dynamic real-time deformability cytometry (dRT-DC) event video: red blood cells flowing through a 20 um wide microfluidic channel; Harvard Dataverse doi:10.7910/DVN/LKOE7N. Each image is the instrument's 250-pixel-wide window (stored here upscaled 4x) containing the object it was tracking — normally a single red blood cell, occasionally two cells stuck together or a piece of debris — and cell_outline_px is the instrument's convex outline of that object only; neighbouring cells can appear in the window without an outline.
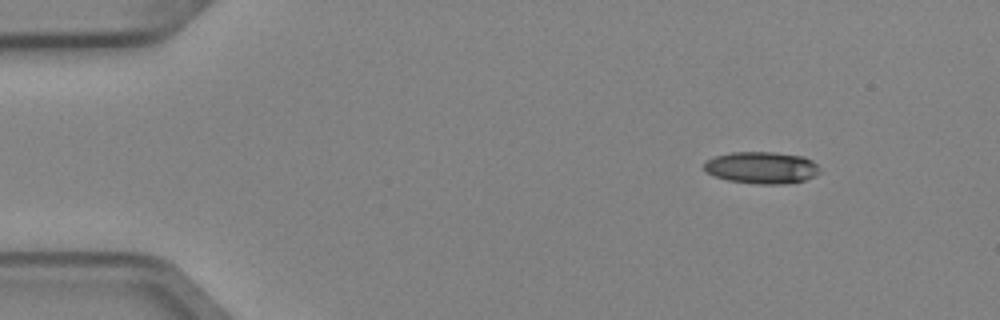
{"species": "Egyptian fruit bat (a non-hibernating species)", "species_latin": "Rousettus aegyptiacus", "temperature_condition": "cold", "stored_images_in_passage": 4, "camera_frame_rate_fps": 3000, "um_per_image_px": 0.085, "animal": {"sex": "female"}, "frame": {"image": 1, "passage_image": 1, "time_ms": 0.0, "image_size_px": [1000, 320], "cell_outline_px": [[820, 172], [804, 180], [784, 184], [756, 184], [728, 180], [716, 176], [708, 172], [704, 168], [704, 164], [708, 160], [716, 156], [732, 152], [772, 152], [804, 156], [812, 160], [820, 168]], "centroid_in_image_um": [64.77, 14.25], "position_along_channel_um": 20.2, "area_um2": 21.33}}
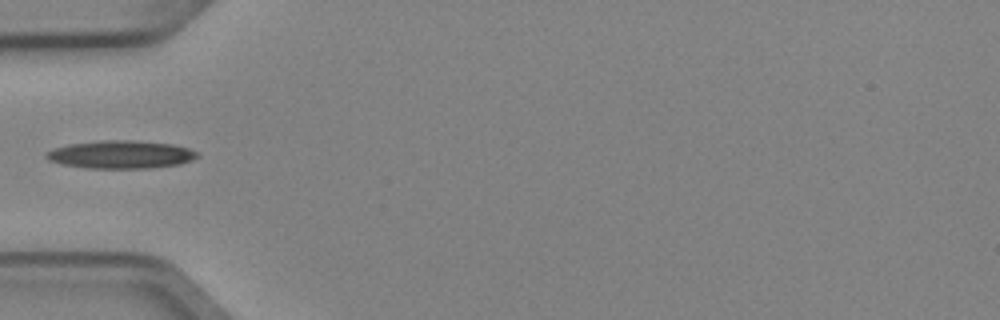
{"frame": {"image": 2, "passage_image": 4, "time_ms": 1.0, "image_size_px": [1000, 320], "cell_outline_px": [[200, 156], [192, 160], [180, 164], [152, 168], [88, 168], [60, 164], [48, 160], [44, 156], [44, 152], [52, 148], [68, 144], [100, 140], [132, 140], [172, 144], [188, 148], [200, 152]], "centroid_in_image_um": [10.25, 13.13], "position_along_channel_um": 74.8, "area_um2": 24.97}}